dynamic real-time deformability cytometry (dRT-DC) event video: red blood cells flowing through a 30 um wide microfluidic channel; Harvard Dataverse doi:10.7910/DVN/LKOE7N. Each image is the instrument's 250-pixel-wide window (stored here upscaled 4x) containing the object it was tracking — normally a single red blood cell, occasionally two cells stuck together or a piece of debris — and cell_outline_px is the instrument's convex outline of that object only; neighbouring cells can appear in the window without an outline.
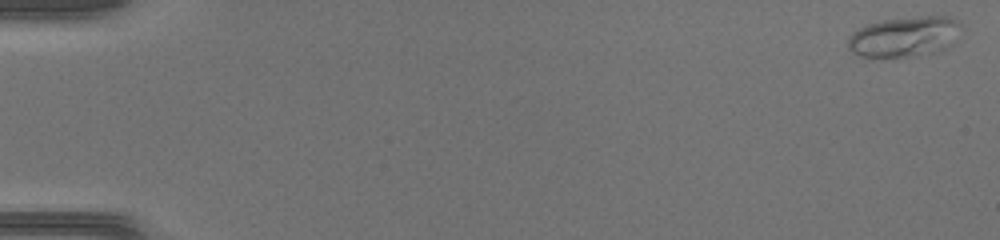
{"species": "common noctule bat (a hibernating species)", "species_latin": "Nyctalus noctula", "temperature_condition": "warm", "stored_images_in_passage": 48, "camera_frame_rate_fps": 3000, "um_per_image_px": 0.085, "animal": {"sex": "female", "body_mass_g": 17.0, "forearm_length_mm": 48.0}, "frame": {"image": 1, "passage_image": 1, "time_ms": 0.0, "image_size_px": [1000, 240], "cell_outline_px": [[960, 24], [948, 44], [944, 48], [932, 52], [916, 56], [872, 60], [860, 56], [852, 52], [848, 48], [848, 36], [852, 32], [868, 24], [880, 20], [920, 16], [948, 16], [956, 20]], "centroid_in_image_um": [76.72, 3.15], "position_along_channel_um": 8.3, "area_um2": 26.65}}
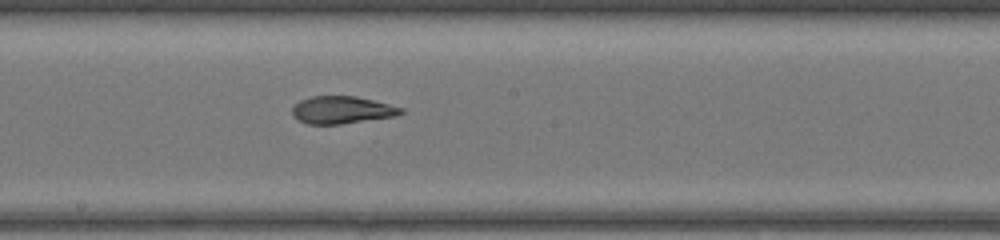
{"frame": {"image": 2, "passage_image": 28, "time_ms": 9.0, "image_size_px": [1000, 240], "cell_outline_px": [[404, 112], [396, 116], [340, 124], [308, 124], [296, 120], [292, 116], [292, 108], [300, 100], [312, 96], [356, 96], [404, 108]], "centroid_in_image_um": [29.04, 9.35], "position_along_channel_um": 219.2, "area_um2": 17.4}}
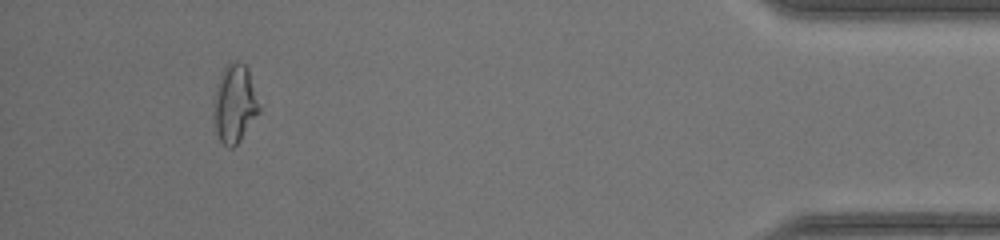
{"frame": {"image": 3, "passage_image": 45, "time_ms": 14.667, "image_size_px": [1000, 240], "cell_outline_px": [[260, 112], [240, 140], [232, 148], [228, 148], [220, 140], [216, 132], [212, 112], [216, 84], [224, 68], [232, 60], [236, 60], [244, 64], [248, 68], [260, 108]], "centroid_in_image_um": [19.93, 8.81], "position_along_channel_um": 415.3, "area_um2": 20.81}}